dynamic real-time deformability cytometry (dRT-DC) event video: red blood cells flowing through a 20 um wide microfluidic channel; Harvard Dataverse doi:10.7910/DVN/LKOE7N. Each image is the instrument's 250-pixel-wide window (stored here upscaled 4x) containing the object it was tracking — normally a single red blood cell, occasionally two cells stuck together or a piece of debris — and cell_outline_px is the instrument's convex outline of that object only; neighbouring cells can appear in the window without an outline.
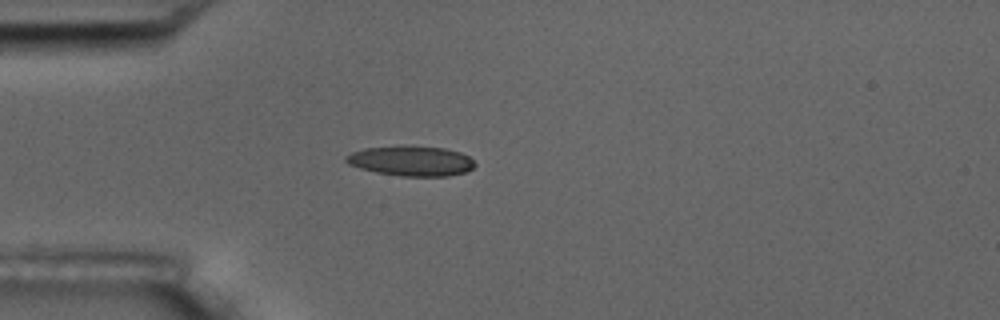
{"species": "common noctule bat (a hibernating species)", "species_latin": "Nyctalus noctula", "temperature_condition": "room temperature", "stored_images_in_passage": 3, "camera_frame_rate_fps": 3000, "um_per_image_px": 0.085, "animal": {"sex": "male", "body_mass_g": 17.5, "forearm_length_mm": 52.3}, "frame": {"image": 1, "passage_image": 1, "time_ms": 0.0, "image_size_px": [1000, 320], "cell_outline_px": [[476, 164], [468, 172], [448, 176], [400, 176], [376, 172], [360, 168], [348, 164], [344, 160], [344, 156], [352, 152], [364, 148], [444, 148], [460, 152], [468, 156]], "centroid_in_image_um": [34.96, 13.72], "position_along_channel_um": 50.0, "area_um2": 21.85}}